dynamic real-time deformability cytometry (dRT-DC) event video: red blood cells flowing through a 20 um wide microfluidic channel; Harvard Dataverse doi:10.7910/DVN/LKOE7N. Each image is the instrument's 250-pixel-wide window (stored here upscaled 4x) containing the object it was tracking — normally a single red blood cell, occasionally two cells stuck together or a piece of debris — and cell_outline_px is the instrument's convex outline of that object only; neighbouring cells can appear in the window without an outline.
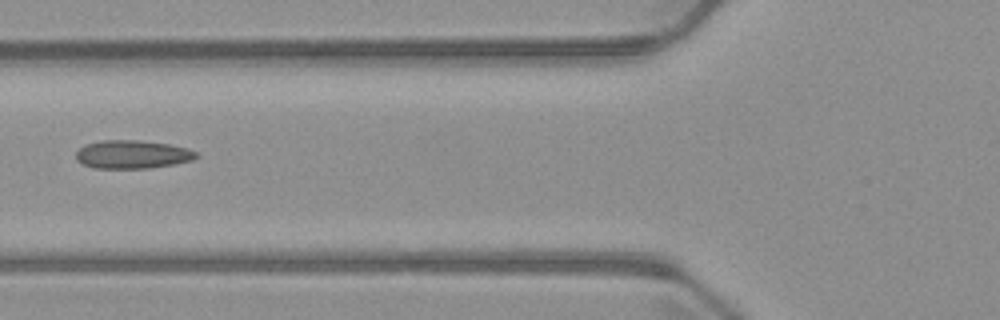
{"species": "common noctule bat (a hibernating species)", "species_latin": "Nyctalus noctula", "temperature_condition": "warm", "stored_images_in_passage": 6, "camera_frame_rate_fps": 3000, "um_per_image_px": 0.085, "animal": {"sex": "male", "body_mass_g": 23.1, "forearm_length_mm": 52.7}, "frame": {"image": 1, "passage_image": 5, "time_ms": 4.667, "image_size_px": [1000, 320], "cell_outline_px": [[200, 156], [192, 160], [172, 164], [148, 168], [92, 168], [76, 160], [76, 152], [84, 144], [100, 140], [140, 140], [168, 144], [188, 148], [196, 152]], "centroid_in_image_um": [11.23, 13.11], "position_along_channel_um": 114.6, "area_um2": 19.88}}
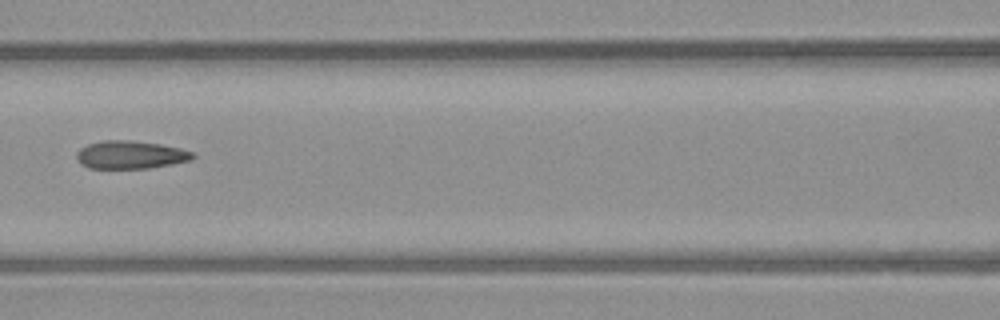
{"frame": {"image": 2, "passage_image": 6, "time_ms": 5.667, "image_size_px": [1000, 320], "cell_outline_px": [[196, 156], [192, 160], [172, 164], [148, 168], [88, 168], [80, 164], [76, 160], [76, 152], [80, 148], [88, 144], [104, 140], [128, 140], [160, 144], [180, 148], [192, 152]], "centroid_in_image_um": [11.07, 13.16], "position_along_channel_um": 155.5, "area_um2": 19.02}}